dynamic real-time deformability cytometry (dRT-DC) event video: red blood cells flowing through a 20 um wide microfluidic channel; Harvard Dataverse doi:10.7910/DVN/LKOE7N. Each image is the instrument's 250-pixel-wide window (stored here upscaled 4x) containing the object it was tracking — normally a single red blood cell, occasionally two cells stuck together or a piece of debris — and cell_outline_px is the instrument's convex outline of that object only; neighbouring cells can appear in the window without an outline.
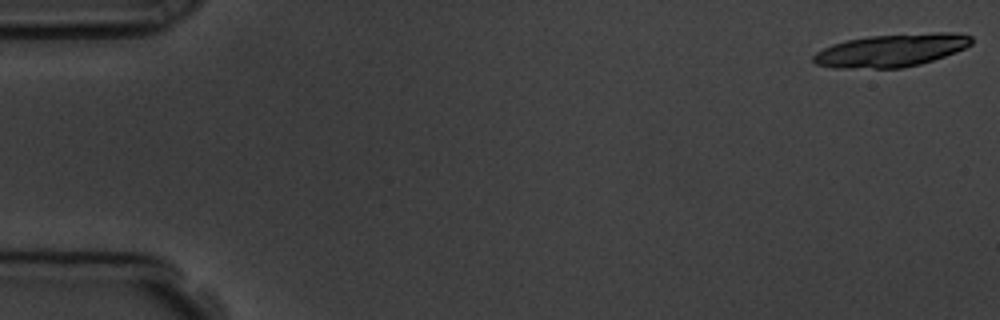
{"species": "common noctule bat (a hibernating species)", "species_latin": "Nyctalus noctula", "temperature_condition": "room temperature", "stored_images_in_passage": 18, "camera_frame_rate_fps": 3000, "um_per_image_px": 0.085, "animal": {"sex": "male", "body_mass_g": 19.5, "forearm_length_mm": 54.6}, "frame": {"image": 1, "passage_image": 1, "time_ms": 0.0, "image_size_px": [1000, 320], "cell_outline_px": [[972, 44], [956, 52], [920, 64], [904, 68], [832, 68], [816, 64], [812, 60], [812, 56], [816, 52], [832, 44], [848, 40], [868, 36], [932, 32], [952, 32], [972, 36]], "centroid_in_image_um": [75.76, 4.28], "position_along_channel_um": 9.2, "area_um2": 30.35}}